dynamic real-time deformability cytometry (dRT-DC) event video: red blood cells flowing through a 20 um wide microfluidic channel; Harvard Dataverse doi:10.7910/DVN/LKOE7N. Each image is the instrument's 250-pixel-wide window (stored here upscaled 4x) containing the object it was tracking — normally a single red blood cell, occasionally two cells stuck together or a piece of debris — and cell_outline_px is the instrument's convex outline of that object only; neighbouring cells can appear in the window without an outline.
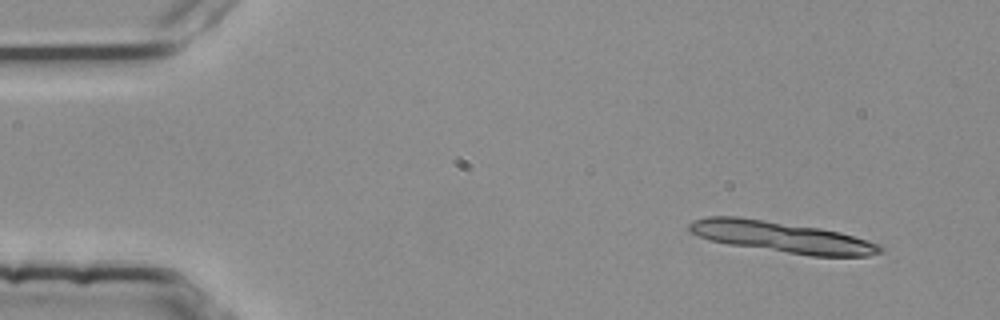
{"species": "common noctule bat (a hibernating species)", "species_latin": "Nyctalus noctula", "temperature_condition": "room temperature", "stored_images_in_passage": 4, "camera_frame_rate_fps": 3000, "um_per_image_px": 0.085, "animal": {"sex": "female", "body_mass_g": 25.1}, "frame": {"image": 1, "passage_image": 1, "time_ms": 0.0, "image_size_px": [1000, 320], "cell_outline_px": [[884, 252], [868, 256], [812, 256], [728, 244], [708, 240], [692, 232], [688, 228], [688, 224], [696, 220], [708, 216], [736, 216], [820, 228], [840, 232], [868, 240], [884, 248]], "centroid_in_image_um": [66.47, 20.15], "position_along_channel_um": 18.5, "area_um2": 34.22}}